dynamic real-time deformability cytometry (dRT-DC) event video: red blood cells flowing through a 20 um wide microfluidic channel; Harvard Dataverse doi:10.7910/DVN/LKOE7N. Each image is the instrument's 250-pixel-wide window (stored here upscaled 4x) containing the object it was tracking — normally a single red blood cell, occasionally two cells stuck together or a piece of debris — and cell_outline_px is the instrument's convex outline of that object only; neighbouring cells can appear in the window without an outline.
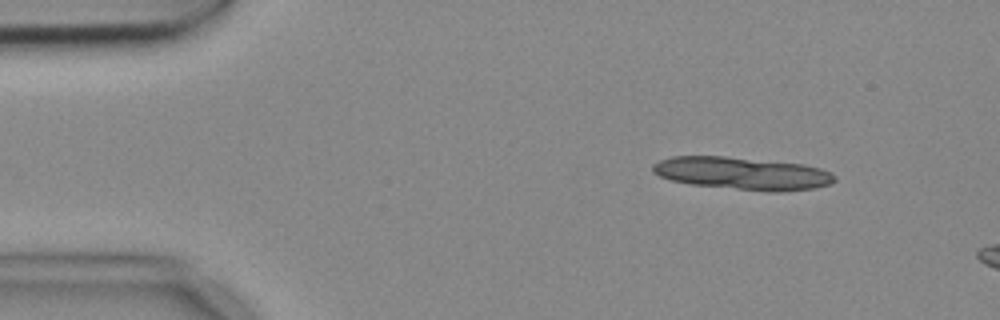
{"species": "common noctule bat (a hibernating species)", "species_latin": "Nyctalus noctula", "temperature_condition": "cold", "stored_images_in_passage": 5, "segment_of_instrument_passage": [1, 2], "camera_frame_rate_fps": 3000, "um_per_image_px": 0.085, "animal": {"sex": "female", "body_mass_g": 18.4}, "frame": {"image": 1, "passage_image": 2, "time_ms": 0.333, "image_size_px": [1000, 320], "cell_outline_px": [[836, 180], [832, 184], [812, 188], [776, 192], [768, 192], [692, 184], [672, 180], [660, 176], [652, 172], [652, 164], [660, 160], [672, 156], [724, 156], [804, 164], [820, 168], [832, 172], [836, 176]], "centroid_in_image_um": [63.13, 14.73], "position_along_channel_um": 21.9, "area_um2": 34.56}}